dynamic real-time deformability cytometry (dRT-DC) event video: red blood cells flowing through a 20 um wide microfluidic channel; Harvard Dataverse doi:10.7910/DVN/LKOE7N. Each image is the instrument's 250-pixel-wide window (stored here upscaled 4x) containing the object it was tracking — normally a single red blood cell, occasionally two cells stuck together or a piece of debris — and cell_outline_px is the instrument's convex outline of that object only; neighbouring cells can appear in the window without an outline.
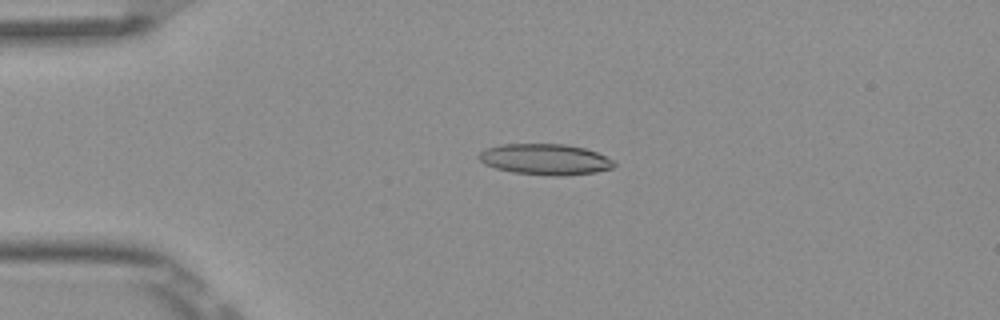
{"species": "Egyptian fruit bat (a non-hibernating species)", "species_latin": "Rousettus aegyptiacus", "temperature_condition": "room temperature", "stored_images_in_passage": 4, "camera_frame_rate_fps": 3000, "um_per_image_px": 0.085, "frame": {"image": 1, "passage_image": 3, "time_ms": 0.667, "image_size_px": [1000, 320], "cell_outline_px": [[616, 164], [612, 168], [596, 172], [560, 176], [552, 176], [512, 172], [496, 168], [484, 164], [476, 156], [484, 148], [500, 144], [564, 144], [584, 148], [596, 152], [612, 160]], "centroid_in_image_um": [46.29, 13.54], "position_along_channel_um": 38.7, "area_um2": 24.39}}